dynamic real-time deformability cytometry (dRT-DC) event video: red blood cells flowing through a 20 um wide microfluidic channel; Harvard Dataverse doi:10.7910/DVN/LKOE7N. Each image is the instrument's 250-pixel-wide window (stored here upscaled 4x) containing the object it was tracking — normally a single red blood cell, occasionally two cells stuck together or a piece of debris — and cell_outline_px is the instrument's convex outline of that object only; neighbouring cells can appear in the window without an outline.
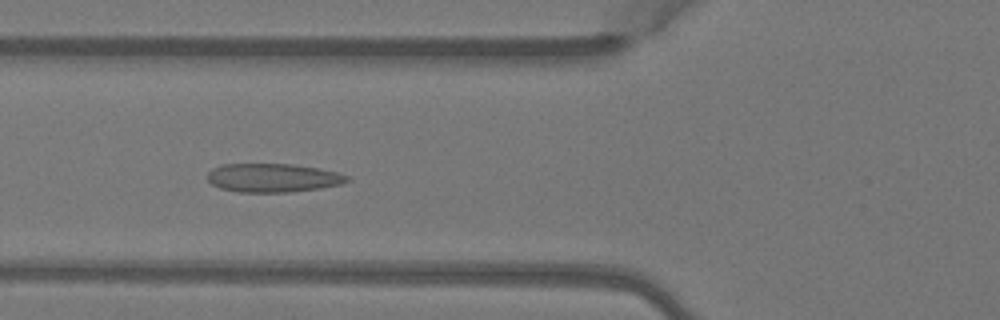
{"species": "Egyptian fruit bat (a non-hibernating species)", "species_latin": "Rousettus aegyptiacus", "temperature_condition": "warm", "stored_images_in_passage": 7, "camera_frame_rate_fps": 3000, "um_per_image_px": 0.085, "animal": {"sex": "female"}, "frame": {"image": 1, "passage_image": 5, "time_ms": 1.333, "image_size_px": [1000, 320], "cell_outline_px": [[352, 180], [340, 184], [320, 188], [292, 192], [240, 192], [220, 188], [212, 184], [208, 180], [208, 172], [212, 168], [220, 164], [292, 164], [316, 168], [336, 172], [348, 176]], "centroid_in_image_um": [23.18, 15.11], "position_along_channel_um": 102.6, "area_um2": 23.29}}
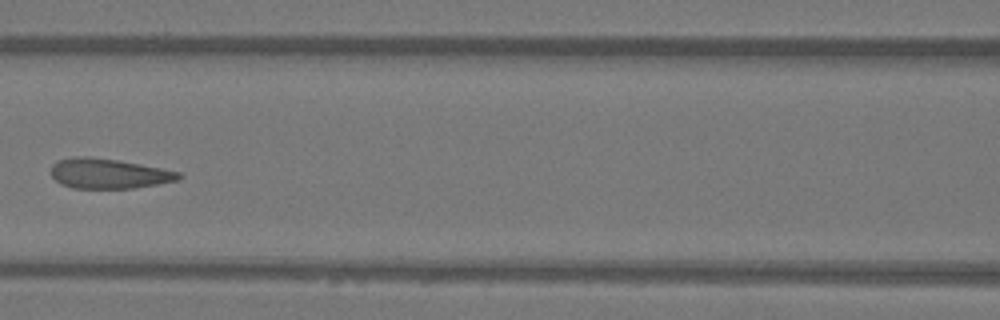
{"frame": {"image": 2, "passage_image": 6, "time_ms": 1.667, "image_size_px": [1000, 320], "cell_outline_px": [[184, 176], [180, 180], [132, 188], [72, 188], [60, 184], [48, 172], [52, 164], [56, 160], [72, 156], [88, 156], [116, 160], [140, 164], [180, 172]], "centroid_in_image_um": [9.18, 14.74], "position_along_channel_um": 157.4, "area_um2": 22.54}}
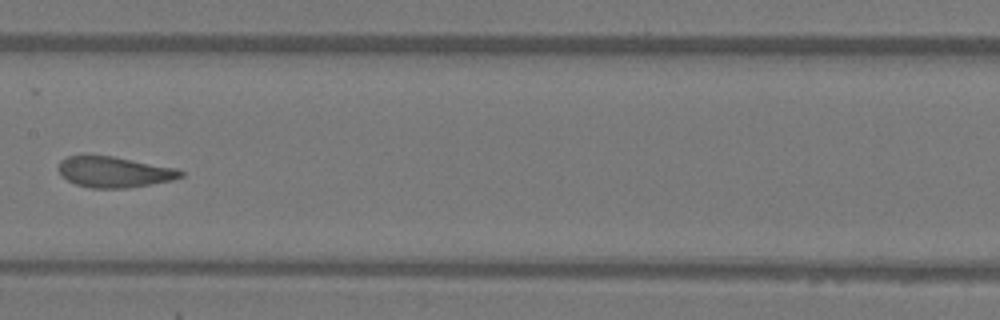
{"frame": {"image": 3, "passage_image": 7, "time_ms": 2.0, "image_size_px": [1000, 320], "cell_outline_px": [[184, 176], [172, 180], [124, 188], [92, 188], [76, 184], [68, 180], [60, 172], [60, 160], [68, 156], [112, 156], [176, 168], [184, 172]], "centroid_in_image_um": [9.74, 14.62], "position_along_channel_um": 197.7, "area_um2": 21.44}}